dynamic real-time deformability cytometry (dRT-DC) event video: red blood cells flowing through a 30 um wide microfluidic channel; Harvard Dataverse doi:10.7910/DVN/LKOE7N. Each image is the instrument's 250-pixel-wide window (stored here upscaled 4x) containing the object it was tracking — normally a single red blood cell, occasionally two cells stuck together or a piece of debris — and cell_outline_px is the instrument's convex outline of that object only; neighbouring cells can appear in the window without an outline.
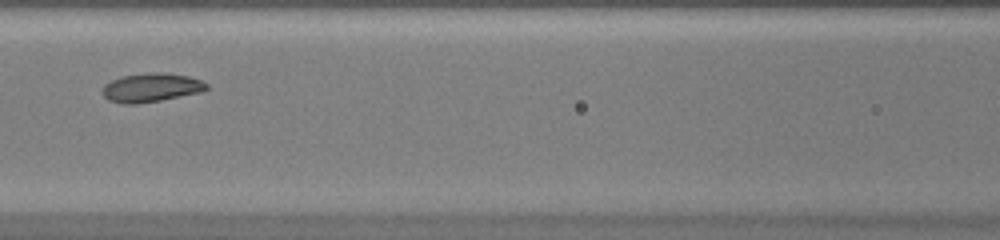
{"species": "common noctule bat (a hibernating species)", "species_latin": "Nyctalus noctula", "temperature_condition": "warm", "stored_images_in_passage": 35, "camera_frame_rate_fps": 3000, "um_per_image_px": 0.085, "animal": {"sex": "female", "body_mass_g": 20.0, "forearm_length_mm": 54.0}, "frame": {"image": 1, "passage_image": 11, "time_ms": 3.333, "image_size_px": [1000, 240], "cell_outline_px": [[208, 88], [204, 92], [160, 100], [136, 104], [124, 104], [108, 100], [104, 96], [104, 84], [112, 80], [124, 76], [152, 72], [164, 72], [188, 76], [200, 80], [208, 84]], "centroid_in_image_um": [12.89, 7.45], "position_along_channel_um": 153.7, "area_um2": 17.4}}
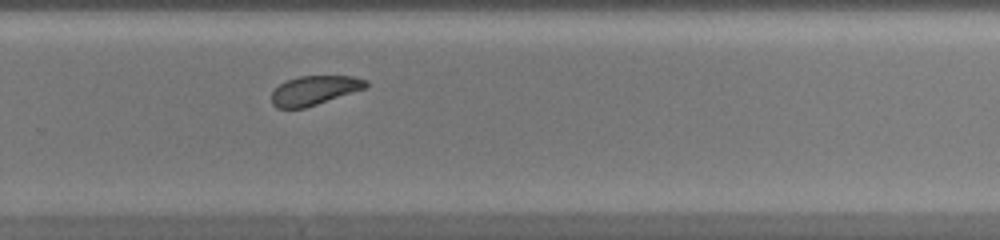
{"frame": {"image": 2, "passage_image": 21, "time_ms": 6.667, "image_size_px": [1000, 240], "cell_outline_px": [[368, 84], [364, 88], [304, 108], [276, 108], [272, 104], [272, 92], [280, 84], [288, 80], [300, 76], [352, 76], [368, 80]], "centroid_in_image_um": [26.7, 7.67], "position_along_channel_um": 303.1, "area_um2": 15.72}}
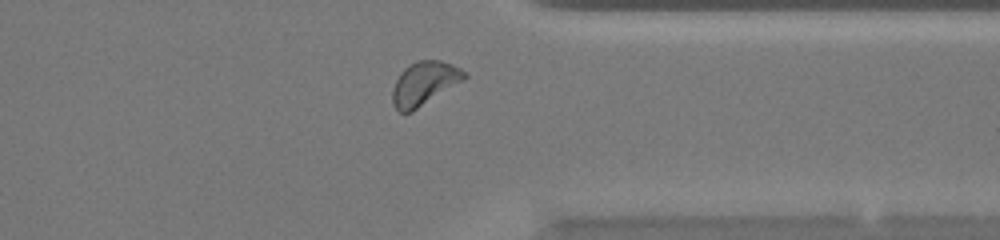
{"frame": {"image": 3, "passage_image": 26, "time_ms": 8.333, "image_size_px": [1000, 240], "cell_outline_px": [[468, 76], [464, 80], [412, 112], [400, 112], [392, 104], [392, 88], [400, 72], [408, 64], [416, 60], [440, 60], [452, 64], [468, 72]], "centroid_in_image_um": [36.07, 7.07], "position_along_channel_um": 375.3, "area_um2": 18.5}}